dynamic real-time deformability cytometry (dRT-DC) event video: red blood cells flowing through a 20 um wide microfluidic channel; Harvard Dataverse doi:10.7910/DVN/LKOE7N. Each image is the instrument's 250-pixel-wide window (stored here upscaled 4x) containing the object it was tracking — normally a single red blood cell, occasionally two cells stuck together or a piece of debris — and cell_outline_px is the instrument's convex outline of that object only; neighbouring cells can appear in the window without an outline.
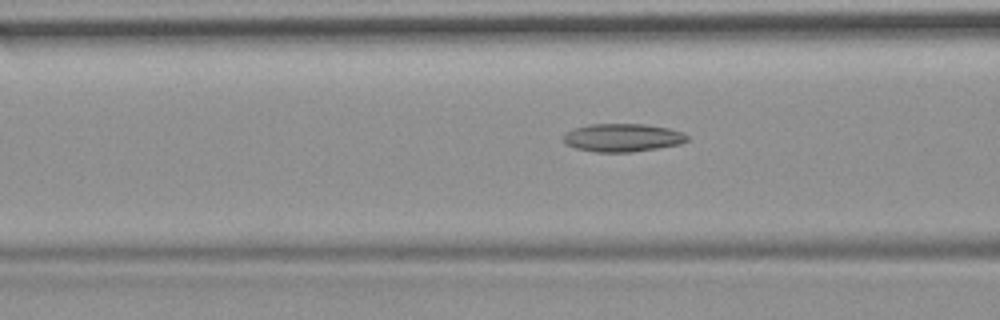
{"species": "common noctule bat (a hibernating species)", "species_latin": "Nyctalus noctula", "temperature_condition": "room temperature", "stored_images_in_passage": 55, "camera_frame_rate_fps": 3000, "um_per_image_px": 0.085, "animal": {"sex": "female", "body_mass_g": 19.9}, "frame": {"image": 1, "passage_image": 22, "time_ms": 7.0, "image_size_px": [1000, 320], "cell_outline_px": [[688, 140], [680, 144], [632, 152], [596, 152], [576, 148], [564, 144], [564, 132], [572, 128], [588, 124], [644, 124], [668, 128], [684, 132], [688, 136]], "centroid_in_image_um": [52.89, 11.69], "position_along_channel_um": 113.7, "area_um2": 20.4}}
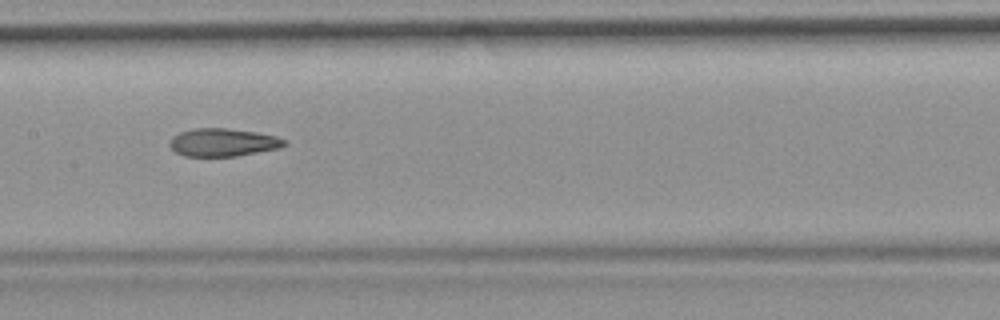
{"frame": {"image": 2, "passage_image": 28, "time_ms": 9.0, "image_size_px": [1000, 320], "cell_outline_px": [[288, 144], [280, 148], [236, 156], [184, 156], [176, 152], [168, 144], [172, 136], [180, 132], [192, 128], [228, 128], [256, 132], [276, 136], [288, 140]], "centroid_in_image_um": [18.97, 12.09], "position_along_channel_um": 188.4, "area_um2": 18.84}}
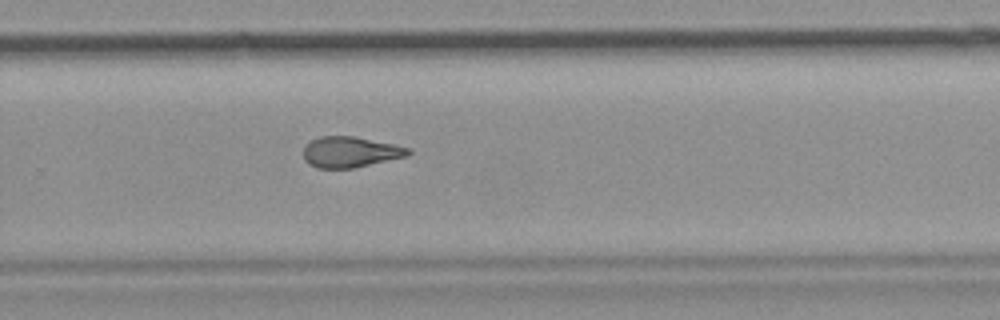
{"frame": {"image": 3, "passage_image": 37, "time_ms": 12.0, "image_size_px": [1000, 320], "cell_outline_px": [[412, 152], [408, 156], [356, 168], [316, 168], [308, 164], [304, 160], [304, 148], [312, 140], [320, 136], [352, 136], [412, 148]], "centroid_in_image_um": [29.8, 12.94], "position_along_channel_um": 300.0, "area_um2": 18.84}, "authors_computed_cell_mechanics": {"area_um2": 19.5942, "velocity_mm_per_s": 3.7361, "shape_relaxation_time_tau1_ms": null, "shape_relaxation_time_tau2_ms": 2.9982, "deformation_change_tau1": null, "deformation_change_tau2": 0.1156}}